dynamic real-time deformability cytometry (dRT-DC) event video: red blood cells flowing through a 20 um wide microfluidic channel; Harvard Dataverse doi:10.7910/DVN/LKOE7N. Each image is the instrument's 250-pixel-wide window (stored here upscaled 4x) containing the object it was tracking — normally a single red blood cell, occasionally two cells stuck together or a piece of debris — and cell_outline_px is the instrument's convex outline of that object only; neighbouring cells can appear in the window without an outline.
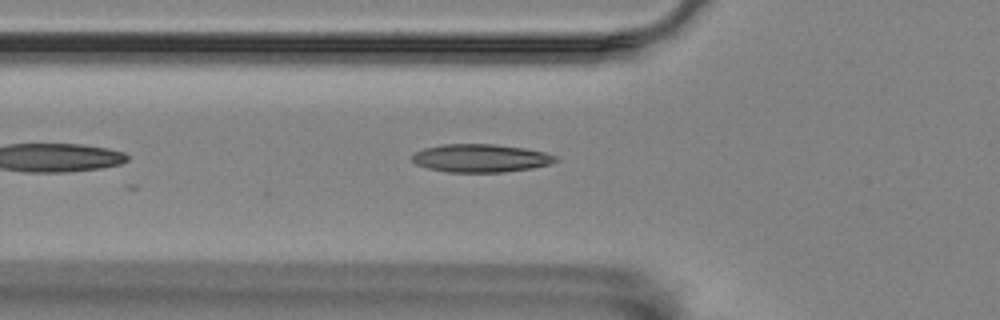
{"species": "Egyptian fruit bat (a non-hibernating species)", "species_latin": "Rousettus aegyptiacus", "temperature_condition": "room temperature", "stored_images_in_passage": 21, "camera_frame_rate_fps": 3000, "um_per_image_px": 0.085, "animal": {"sex": "female"}, "frame": {"image": 1, "passage_image": 5, "time_ms": 1.333, "image_size_px": [1000, 320], "cell_outline_px": [[560, 160], [548, 164], [532, 168], [504, 172], [448, 172], [428, 168], [416, 164], [412, 160], [412, 156], [416, 152], [424, 148], [440, 144], [496, 144], [524, 148], [544, 152], [556, 156]], "centroid_in_image_um": [40.86, 13.44], "position_along_channel_um": 84.9, "area_um2": 23.47}}
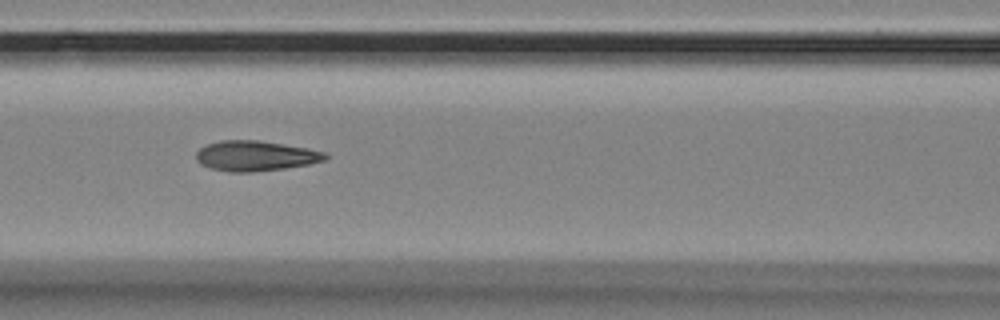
{"frame": {"image": 2, "passage_image": 10, "time_ms": 3.0, "image_size_px": [1000, 320], "cell_outline_px": [[328, 156], [324, 160], [308, 164], [284, 168], [252, 172], [228, 172], [208, 168], [200, 164], [196, 160], [196, 152], [200, 148], [208, 144], [220, 140], [260, 140], [308, 148], [324, 152]], "centroid_in_image_um": [21.67, 13.25], "position_along_channel_um": 144.9, "area_um2": 22.77}}
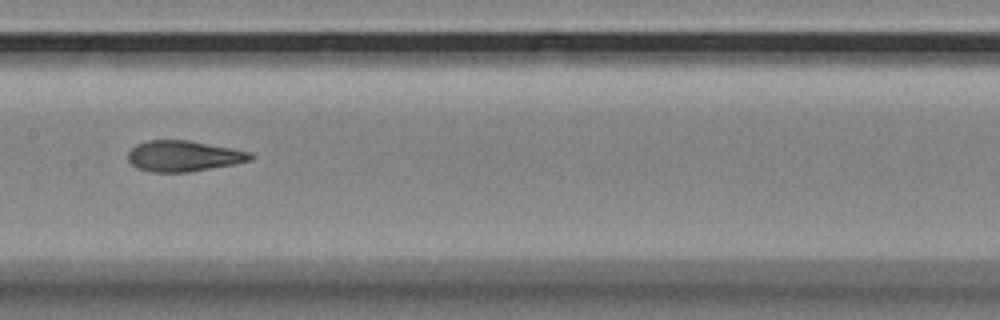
{"frame": {"image": 3, "passage_image": 14, "time_ms": 4.333, "image_size_px": [1000, 320], "cell_outline_px": [[256, 156], [252, 160], [232, 164], [188, 172], [152, 172], [136, 168], [128, 160], [128, 152], [136, 144], [148, 140], [188, 140], [232, 148], [252, 152]], "centroid_in_image_um": [15.61, 13.26], "position_along_channel_um": 191.8, "area_um2": 22.02}}